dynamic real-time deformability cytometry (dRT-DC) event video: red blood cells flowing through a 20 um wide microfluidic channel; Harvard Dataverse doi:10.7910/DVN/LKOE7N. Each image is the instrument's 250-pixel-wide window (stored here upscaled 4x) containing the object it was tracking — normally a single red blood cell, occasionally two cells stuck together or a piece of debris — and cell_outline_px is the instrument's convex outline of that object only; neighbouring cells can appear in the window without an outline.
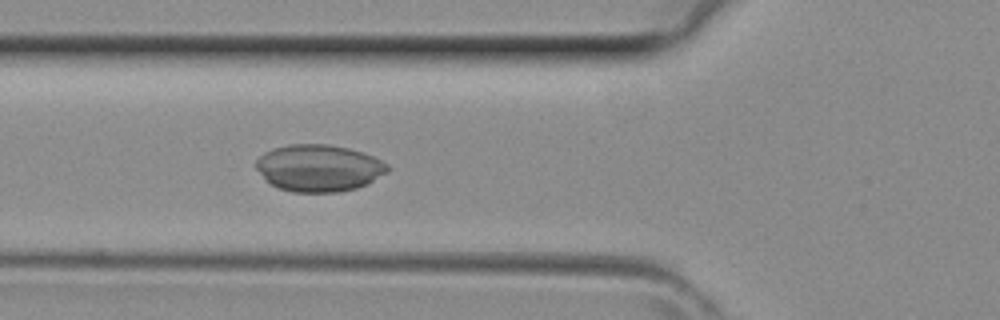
{"species": "common noctule bat (a hibernating species)", "species_latin": "Nyctalus noctula", "temperature_condition": "room temperature", "stored_images_in_passage": 34, "camera_frame_rate_fps": 3000, "um_per_image_px": 0.085, "animal": {"sex": "female", "body_mass_g": 29.2, "forearm_length_mm": 56.3}, "frame": {"image": 1, "passage_image": 9, "time_ms": 2.667, "image_size_px": [1000, 320], "cell_outline_px": [[392, 168], [388, 172], [368, 184], [356, 188], [340, 192], [292, 192], [276, 188], [264, 180], [256, 168], [256, 160], [264, 152], [288, 144], [328, 144], [348, 148], [372, 156], [388, 164]], "centroid_in_image_um": [27.1, 14.3], "position_along_channel_um": 98.7, "area_um2": 36.24}}
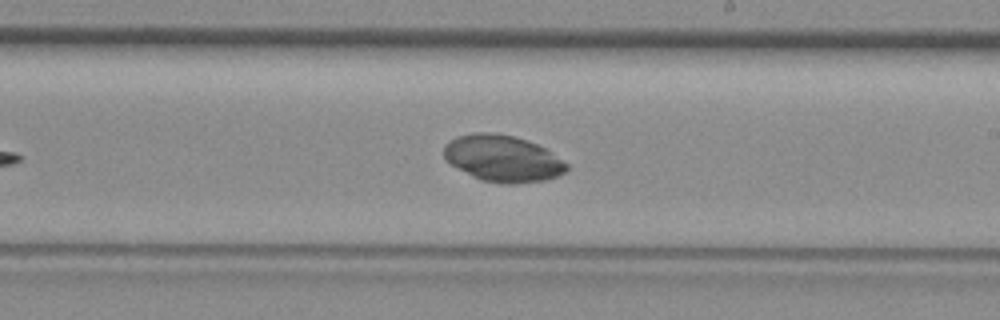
{"frame": {"image": 2, "passage_image": 18, "time_ms": 5.667, "image_size_px": [1000, 320], "cell_outline_px": [[568, 168], [564, 172], [556, 176], [544, 180], [516, 184], [504, 184], [480, 180], [472, 176], [444, 160], [444, 148], [456, 136], [476, 132], [488, 132], [512, 136], [536, 144], [544, 148], [568, 164]], "centroid_in_image_um": [42.71, 13.48], "position_along_channel_um": 246.3, "area_um2": 32.89}}
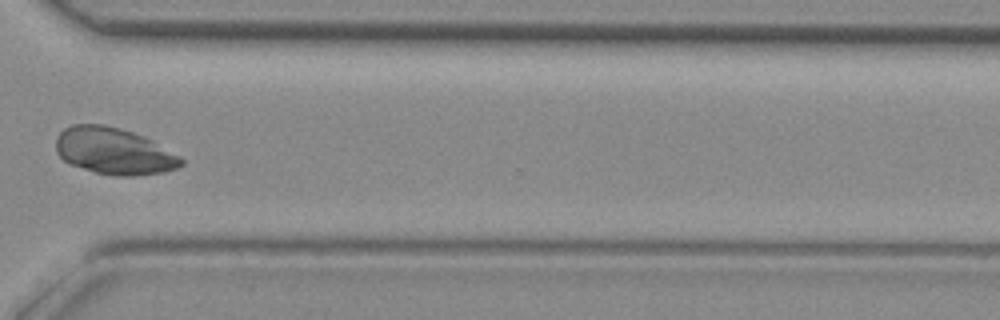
{"frame": {"image": 3, "passage_image": 25, "time_ms": 8.0, "image_size_px": [1000, 320], "cell_outline_px": [[184, 164], [176, 168], [164, 172], [132, 176], [116, 176], [96, 172], [72, 164], [64, 160], [56, 152], [56, 136], [64, 128], [72, 124], [104, 124], [120, 128], [144, 136], [152, 140], [180, 156], [184, 160]], "centroid_in_image_um": [9.69, 12.83], "position_along_channel_um": 360.9, "area_um2": 34.04}}